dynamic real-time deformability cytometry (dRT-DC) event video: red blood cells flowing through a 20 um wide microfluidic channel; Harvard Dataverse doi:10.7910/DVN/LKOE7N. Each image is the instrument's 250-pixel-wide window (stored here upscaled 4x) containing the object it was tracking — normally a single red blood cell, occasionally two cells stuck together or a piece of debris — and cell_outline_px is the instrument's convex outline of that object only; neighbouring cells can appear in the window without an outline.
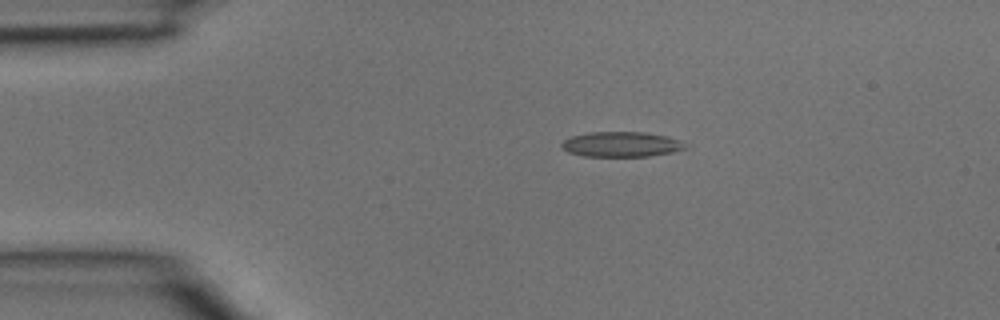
{"species": "common noctule bat (a hibernating species)", "species_latin": "Nyctalus noctula", "temperature_condition": "room temperature", "stored_images_in_passage": 2, "camera_frame_rate_fps": 3000, "um_per_image_px": 0.085, "animal": {"sex": "male", "body_mass_g": 15.6}, "frame": {"image": 1, "passage_image": 1, "time_ms": 0.0, "image_size_px": [1000, 320], "cell_outline_px": [[688, 148], [672, 152], [648, 156], [584, 156], [568, 152], [560, 144], [564, 140], [572, 136], [592, 132], [644, 132], [668, 136], [684, 144]], "centroid_in_image_um": [52.8, 12.26], "position_along_channel_um": 32.2, "area_um2": 17.86}}